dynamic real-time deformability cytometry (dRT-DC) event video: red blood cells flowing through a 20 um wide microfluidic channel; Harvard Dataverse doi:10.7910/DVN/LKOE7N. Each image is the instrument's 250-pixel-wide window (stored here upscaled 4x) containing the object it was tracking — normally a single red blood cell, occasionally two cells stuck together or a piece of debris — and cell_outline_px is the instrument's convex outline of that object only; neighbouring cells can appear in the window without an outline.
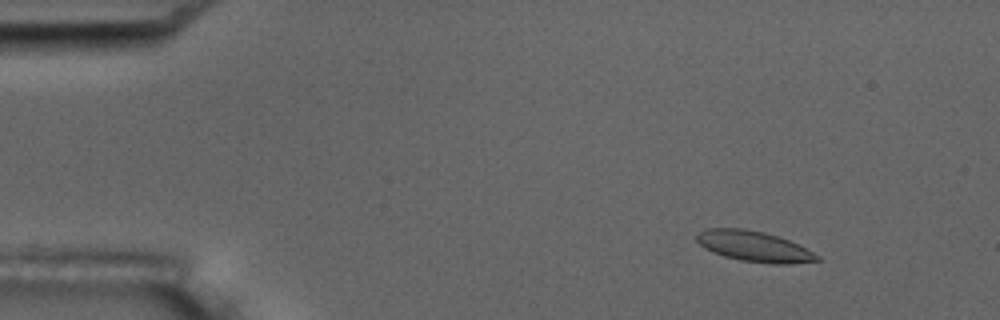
{"species": "common noctule bat (a hibernating species)", "species_latin": "Nyctalus noctula", "temperature_condition": "room temperature", "stored_images_in_passage": 4, "camera_frame_rate_fps": 3000, "um_per_image_px": 0.085, "animal": {"sex": "male", "body_mass_g": 17.5, "forearm_length_mm": 52.3}, "frame": {"image": 1, "passage_image": 1, "time_ms": 0.0, "image_size_px": [1000, 320], "cell_outline_px": [[820, 260], [788, 264], [772, 264], [740, 260], [724, 256], [700, 244], [696, 240], [696, 236], [700, 232], [708, 228], [744, 228], [764, 232], [788, 240], [820, 256]], "centroid_in_image_um": [64.1, 20.94], "position_along_channel_um": 20.9, "area_um2": 20.98}}
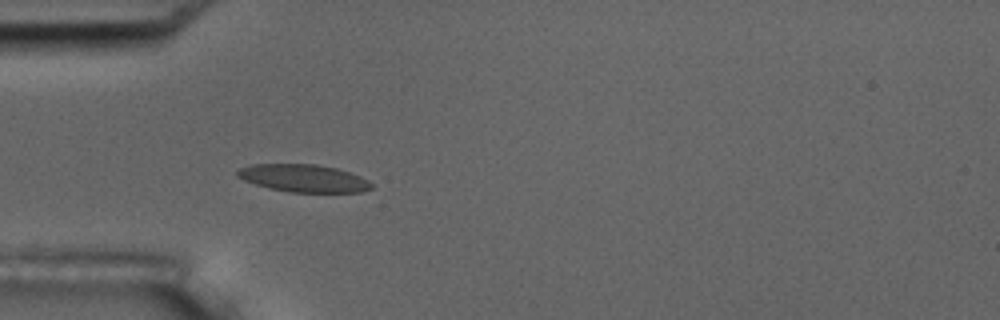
{"frame": {"image": 2, "passage_image": 4, "time_ms": 3.333, "image_size_px": [1000, 320], "cell_outline_px": [[372, 188], [360, 192], [288, 192], [268, 188], [244, 180], [236, 176], [236, 172], [240, 168], [252, 164], [316, 164], [336, 168], [360, 176], [368, 180], [372, 184]], "centroid_in_image_um": [25.79, 15.15], "position_along_channel_um": 59.2, "area_um2": 21.5}}